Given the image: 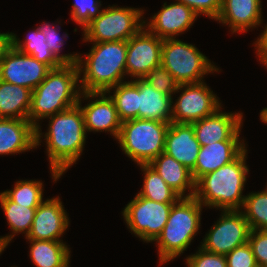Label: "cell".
I'll return each instance as SVG.
<instances>
[{"instance_id":"cell-9","label":"cell","mask_w":267,"mask_h":267,"mask_svg":"<svg viewBox=\"0 0 267 267\" xmlns=\"http://www.w3.org/2000/svg\"><path fill=\"white\" fill-rule=\"evenodd\" d=\"M173 204L151 201L136 193L121 213L131 234L143 242L154 243L167 223Z\"/></svg>"},{"instance_id":"cell-19","label":"cell","mask_w":267,"mask_h":267,"mask_svg":"<svg viewBox=\"0 0 267 267\" xmlns=\"http://www.w3.org/2000/svg\"><path fill=\"white\" fill-rule=\"evenodd\" d=\"M199 144L192 124L171 122L165 137L164 153L172 156L188 170L195 168Z\"/></svg>"},{"instance_id":"cell-3","label":"cell","mask_w":267,"mask_h":267,"mask_svg":"<svg viewBox=\"0 0 267 267\" xmlns=\"http://www.w3.org/2000/svg\"><path fill=\"white\" fill-rule=\"evenodd\" d=\"M247 148L232 162L202 176L195 183L194 197L206 208L240 210L246 195L244 187L249 174Z\"/></svg>"},{"instance_id":"cell-5","label":"cell","mask_w":267,"mask_h":267,"mask_svg":"<svg viewBox=\"0 0 267 267\" xmlns=\"http://www.w3.org/2000/svg\"><path fill=\"white\" fill-rule=\"evenodd\" d=\"M202 210L203 205L194 196L180 197L172 205L167 223L154 241L159 266L187 251L201 228Z\"/></svg>"},{"instance_id":"cell-14","label":"cell","mask_w":267,"mask_h":267,"mask_svg":"<svg viewBox=\"0 0 267 267\" xmlns=\"http://www.w3.org/2000/svg\"><path fill=\"white\" fill-rule=\"evenodd\" d=\"M50 70L46 64L10 45L0 62V79L33 91Z\"/></svg>"},{"instance_id":"cell-34","label":"cell","mask_w":267,"mask_h":267,"mask_svg":"<svg viewBox=\"0 0 267 267\" xmlns=\"http://www.w3.org/2000/svg\"><path fill=\"white\" fill-rule=\"evenodd\" d=\"M144 79L157 91L174 96L179 83L174 79L173 75L162 65L153 68Z\"/></svg>"},{"instance_id":"cell-10","label":"cell","mask_w":267,"mask_h":267,"mask_svg":"<svg viewBox=\"0 0 267 267\" xmlns=\"http://www.w3.org/2000/svg\"><path fill=\"white\" fill-rule=\"evenodd\" d=\"M181 92V93H180ZM177 99L173 101L172 122L191 124L214 114L223 107L220 98L205 81L200 83L179 84Z\"/></svg>"},{"instance_id":"cell-31","label":"cell","mask_w":267,"mask_h":267,"mask_svg":"<svg viewBox=\"0 0 267 267\" xmlns=\"http://www.w3.org/2000/svg\"><path fill=\"white\" fill-rule=\"evenodd\" d=\"M240 211L251 230H267V186L262 191L246 194Z\"/></svg>"},{"instance_id":"cell-39","label":"cell","mask_w":267,"mask_h":267,"mask_svg":"<svg viewBox=\"0 0 267 267\" xmlns=\"http://www.w3.org/2000/svg\"><path fill=\"white\" fill-rule=\"evenodd\" d=\"M267 23V22H266ZM254 45L256 56H258V61L260 65L267 66V24L264 26L262 33H260L257 40L252 44Z\"/></svg>"},{"instance_id":"cell-43","label":"cell","mask_w":267,"mask_h":267,"mask_svg":"<svg viewBox=\"0 0 267 267\" xmlns=\"http://www.w3.org/2000/svg\"><path fill=\"white\" fill-rule=\"evenodd\" d=\"M261 112H267V107L263 108Z\"/></svg>"},{"instance_id":"cell-2","label":"cell","mask_w":267,"mask_h":267,"mask_svg":"<svg viewBox=\"0 0 267 267\" xmlns=\"http://www.w3.org/2000/svg\"><path fill=\"white\" fill-rule=\"evenodd\" d=\"M91 45L88 53L83 56L79 53L78 56L81 92H107L119 83L126 82L127 41Z\"/></svg>"},{"instance_id":"cell-33","label":"cell","mask_w":267,"mask_h":267,"mask_svg":"<svg viewBox=\"0 0 267 267\" xmlns=\"http://www.w3.org/2000/svg\"><path fill=\"white\" fill-rule=\"evenodd\" d=\"M101 0H75L70 11L71 20L83 30L94 18L103 11Z\"/></svg>"},{"instance_id":"cell-18","label":"cell","mask_w":267,"mask_h":267,"mask_svg":"<svg viewBox=\"0 0 267 267\" xmlns=\"http://www.w3.org/2000/svg\"><path fill=\"white\" fill-rule=\"evenodd\" d=\"M262 13V0H222L215 21L228 26L232 34H243L262 25Z\"/></svg>"},{"instance_id":"cell-29","label":"cell","mask_w":267,"mask_h":267,"mask_svg":"<svg viewBox=\"0 0 267 267\" xmlns=\"http://www.w3.org/2000/svg\"><path fill=\"white\" fill-rule=\"evenodd\" d=\"M107 93L113 99L122 122L138 118V87L131 80L119 83Z\"/></svg>"},{"instance_id":"cell-12","label":"cell","mask_w":267,"mask_h":267,"mask_svg":"<svg viewBox=\"0 0 267 267\" xmlns=\"http://www.w3.org/2000/svg\"><path fill=\"white\" fill-rule=\"evenodd\" d=\"M163 39L145 26L127 41L126 78H144L161 65Z\"/></svg>"},{"instance_id":"cell-20","label":"cell","mask_w":267,"mask_h":267,"mask_svg":"<svg viewBox=\"0 0 267 267\" xmlns=\"http://www.w3.org/2000/svg\"><path fill=\"white\" fill-rule=\"evenodd\" d=\"M245 141H219L201 146L195 168L191 171L195 183L204 175L234 161L247 147Z\"/></svg>"},{"instance_id":"cell-22","label":"cell","mask_w":267,"mask_h":267,"mask_svg":"<svg viewBox=\"0 0 267 267\" xmlns=\"http://www.w3.org/2000/svg\"><path fill=\"white\" fill-rule=\"evenodd\" d=\"M131 81L138 87V118L171 123L174 97L155 90L144 78Z\"/></svg>"},{"instance_id":"cell-37","label":"cell","mask_w":267,"mask_h":267,"mask_svg":"<svg viewBox=\"0 0 267 267\" xmlns=\"http://www.w3.org/2000/svg\"><path fill=\"white\" fill-rule=\"evenodd\" d=\"M248 243L258 267H267V230H251Z\"/></svg>"},{"instance_id":"cell-24","label":"cell","mask_w":267,"mask_h":267,"mask_svg":"<svg viewBox=\"0 0 267 267\" xmlns=\"http://www.w3.org/2000/svg\"><path fill=\"white\" fill-rule=\"evenodd\" d=\"M29 241V257L35 267H70V245L63 241Z\"/></svg>"},{"instance_id":"cell-4","label":"cell","mask_w":267,"mask_h":267,"mask_svg":"<svg viewBox=\"0 0 267 267\" xmlns=\"http://www.w3.org/2000/svg\"><path fill=\"white\" fill-rule=\"evenodd\" d=\"M80 93L77 64H63L51 69L32 91L28 120L37 127L46 117L78 104Z\"/></svg>"},{"instance_id":"cell-32","label":"cell","mask_w":267,"mask_h":267,"mask_svg":"<svg viewBox=\"0 0 267 267\" xmlns=\"http://www.w3.org/2000/svg\"><path fill=\"white\" fill-rule=\"evenodd\" d=\"M58 22V24H57ZM58 25V26H57ZM61 22L56 21L54 23L43 21L40 26H37L39 30L45 35L46 42L54 54V56L62 63V64H77L78 63V56L79 53L73 54L70 52L68 54H60L62 52V47L65 45L64 41L66 42L68 37V33L61 32ZM66 40H65V39Z\"/></svg>"},{"instance_id":"cell-36","label":"cell","mask_w":267,"mask_h":267,"mask_svg":"<svg viewBox=\"0 0 267 267\" xmlns=\"http://www.w3.org/2000/svg\"><path fill=\"white\" fill-rule=\"evenodd\" d=\"M227 267H258L252 248L247 242L225 255Z\"/></svg>"},{"instance_id":"cell-26","label":"cell","mask_w":267,"mask_h":267,"mask_svg":"<svg viewBox=\"0 0 267 267\" xmlns=\"http://www.w3.org/2000/svg\"><path fill=\"white\" fill-rule=\"evenodd\" d=\"M0 205L11 231L10 234L0 236L2 244L7 248L16 235L24 234V237H27L33 224L36 208L19 205L9 200L2 192Z\"/></svg>"},{"instance_id":"cell-40","label":"cell","mask_w":267,"mask_h":267,"mask_svg":"<svg viewBox=\"0 0 267 267\" xmlns=\"http://www.w3.org/2000/svg\"><path fill=\"white\" fill-rule=\"evenodd\" d=\"M10 32L7 33H1L0 32V62L3 58V55L5 51L10 47L11 42H10Z\"/></svg>"},{"instance_id":"cell-35","label":"cell","mask_w":267,"mask_h":267,"mask_svg":"<svg viewBox=\"0 0 267 267\" xmlns=\"http://www.w3.org/2000/svg\"><path fill=\"white\" fill-rule=\"evenodd\" d=\"M185 262L186 267H227L225 255L209 252L200 245L196 253L186 256Z\"/></svg>"},{"instance_id":"cell-17","label":"cell","mask_w":267,"mask_h":267,"mask_svg":"<svg viewBox=\"0 0 267 267\" xmlns=\"http://www.w3.org/2000/svg\"><path fill=\"white\" fill-rule=\"evenodd\" d=\"M198 17L191 8L175 0L168 5L164 2L157 13L144 19V26L160 39L177 38L188 32Z\"/></svg>"},{"instance_id":"cell-1","label":"cell","mask_w":267,"mask_h":267,"mask_svg":"<svg viewBox=\"0 0 267 267\" xmlns=\"http://www.w3.org/2000/svg\"><path fill=\"white\" fill-rule=\"evenodd\" d=\"M45 119L49 120L47 132H42L40 122L36 127V146L39 147L45 141L51 178L56 183L80 159L87 133L78 104Z\"/></svg>"},{"instance_id":"cell-30","label":"cell","mask_w":267,"mask_h":267,"mask_svg":"<svg viewBox=\"0 0 267 267\" xmlns=\"http://www.w3.org/2000/svg\"><path fill=\"white\" fill-rule=\"evenodd\" d=\"M12 189L2 193L11 201L29 208H37L44 201V183L42 180H18Z\"/></svg>"},{"instance_id":"cell-41","label":"cell","mask_w":267,"mask_h":267,"mask_svg":"<svg viewBox=\"0 0 267 267\" xmlns=\"http://www.w3.org/2000/svg\"><path fill=\"white\" fill-rule=\"evenodd\" d=\"M260 120L267 125V112H260Z\"/></svg>"},{"instance_id":"cell-21","label":"cell","mask_w":267,"mask_h":267,"mask_svg":"<svg viewBox=\"0 0 267 267\" xmlns=\"http://www.w3.org/2000/svg\"><path fill=\"white\" fill-rule=\"evenodd\" d=\"M36 146V127L25 119L0 118V155L28 152Z\"/></svg>"},{"instance_id":"cell-16","label":"cell","mask_w":267,"mask_h":267,"mask_svg":"<svg viewBox=\"0 0 267 267\" xmlns=\"http://www.w3.org/2000/svg\"><path fill=\"white\" fill-rule=\"evenodd\" d=\"M59 196L45 199L35 211L31 230L25 239L63 241L70 220Z\"/></svg>"},{"instance_id":"cell-7","label":"cell","mask_w":267,"mask_h":267,"mask_svg":"<svg viewBox=\"0 0 267 267\" xmlns=\"http://www.w3.org/2000/svg\"><path fill=\"white\" fill-rule=\"evenodd\" d=\"M161 65L179 84L200 83L206 75L221 71L194 44L178 37L163 39Z\"/></svg>"},{"instance_id":"cell-23","label":"cell","mask_w":267,"mask_h":267,"mask_svg":"<svg viewBox=\"0 0 267 267\" xmlns=\"http://www.w3.org/2000/svg\"><path fill=\"white\" fill-rule=\"evenodd\" d=\"M149 165L180 197L194 196L195 181L191 171L172 156L162 152Z\"/></svg>"},{"instance_id":"cell-28","label":"cell","mask_w":267,"mask_h":267,"mask_svg":"<svg viewBox=\"0 0 267 267\" xmlns=\"http://www.w3.org/2000/svg\"><path fill=\"white\" fill-rule=\"evenodd\" d=\"M137 166L144 175L142 188L138 192L141 197L159 203H175L180 198L149 164Z\"/></svg>"},{"instance_id":"cell-6","label":"cell","mask_w":267,"mask_h":267,"mask_svg":"<svg viewBox=\"0 0 267 267\" xmlns=\"http://www.w3.org/2000/svg\"><path fill=\"white\" fill-rule=\"evenodd\" d=\"M169 125L141 118L126 120L122 122L116 142L135 164H149L164 152Z\"/></svg>"},{"instance_id":"cell-42","label":"cell","mask_w":267,"mask_h":267,"mask_svg":"<svg viewBox=\"0 0 267 267\" xmlns=\"http://www.w3.org/2000/svg\"><path fill=\"white\" fill-rule=\"evenodd\" d=\"M6 249V247L2 244L0 240V255L3 253V251Z\"/></svg>"},{"instance_id":"cell-11","label":"cell","mask_w":267,"mask_h":267,"mask_svg":"<svg viewBox=\"0 0 267 267\" xmlns=\"http://www.w3.org/2000/svg\"><path fill=\"white\" fill-rule=\"evenodd\" d=\"M219 216L200 246L209 252L227 255L248 242L251 228L240 210H221Z\"/></svg>"},{"instance_id":"cell-27","label":"cell","mask_w":267,"mask_h":267,"mask_svg":"<svg viewBox=\"0 0 267 267\" xmlns=\"http://www.w3.org/2000/svg\"><path fill=\"white\" fill-rule=\"evenodd\" d=\"M11 46L22 53L29 54L39 62L46 64L50 69L61 67L63 64L50 50L45 35L37 27L29 31L25 39L18 38L16 33L10 32Z\"/></svg>"},{"instance_id":"cell-38","label":"cell","mask_w":267,"mask_h":267,"mask_svg":"<svg viewBox=\"0 0 267 267\" xmlns=\"http://www.w3.org/2000/svg\"><path fill=\"white\" fill-rule=\"evenodd\" d=\"M191 8L198 16L215 21L220 13L222 0H177Z\"/></svg>"},{"instance_id":"cell-8","label":"cell","mask_w":267,"mask_h":267,"mask_svg":"<svg viewBox=\"0 0 267 267\" xmlns=\"http://www.w3.org/2000/svg\"><path fill=\"white\" fill-rule=\"evenodd\" d=\"M144 11V8L109 5L82 30V41H128L144 27Z\"/></svg>"},{"instance_id":"cell-15","label":"cell","mask_w":267,"mask_h":267,"mask_svg":"<svg viewBox=\"0 0 267 267\" xmlns=\"http://www.w3.org/2000/svg\"><path fill=\"white\" fill-rule=\"evenodd\" d=\"M224 108L218 109L214 114L191 123L196 138L201 146L219 141H245L240 140L243 126V113L224 112Z\"/></svg>"},{"instance_id":"cell-13","label":"cell","mask_w":267,"mask_h":267,"mask_svg":"<svg viewBox=\"0 0 267 267\" xmlns=\"http://www.w3.org/2000/svg\"><path fill=\"white\" fill-rule=\"evenodd\" d=\"M84 100L89 101L82 106ZM78 105L84 116L86 133H110L117 140L122 121L118 116L113 99L107 92H81Z\"/></svg>"},{"instance_id":"cell-25","label":"cell","mask_w":267,"mask_h":267,"mask_svg":"<svg viewBox=\"0 0 267 267\" xmlns=\"http://www.w3.org/2000/svg\"><path fill=\"white\" fill-rule=\"evenodd\" d=\"M32 90L0 79V118L28 120Z\"/></svg>"}]
</instances>
